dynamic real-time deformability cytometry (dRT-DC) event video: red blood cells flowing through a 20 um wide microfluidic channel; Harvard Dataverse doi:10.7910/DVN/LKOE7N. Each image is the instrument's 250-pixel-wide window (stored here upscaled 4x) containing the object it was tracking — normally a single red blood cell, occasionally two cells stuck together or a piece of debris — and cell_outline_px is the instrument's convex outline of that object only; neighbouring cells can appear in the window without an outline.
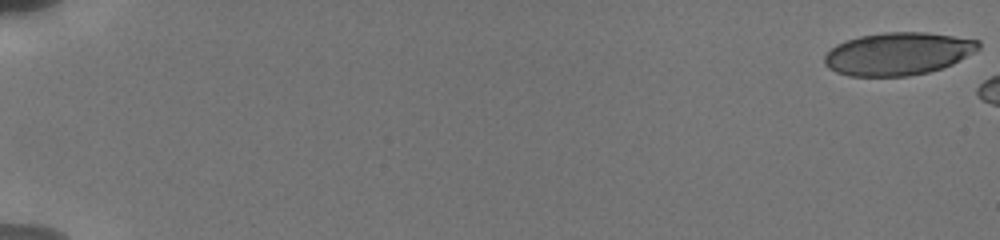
{"species": "human", "species_latin": "Homo sapiens", "temperature_condition": "cold", "stored_images_in_passage": 14, "camera_frame_rate_fps": 3000, "um_per_image_px": 0.085, "donor": {"sex": "male"}, "frame": {"image": 1, "passage_image": 1, "time_ms": 0.0, "image_size_px": [1000, 240], "cell_outline_px": [[980, 48], [976, 52], [952, 64], [928, 72], [908, 76], [848, 76], [836, 72], [828, 68], [824, 64], [824, 56], [836, 44], [860, 36], [884, 32], [928, 32], [980, 40]], "centroid_in_image_um": [76.34, 4.57], "position_along_channel_um": 8.7, "area_um2": 38.44}}